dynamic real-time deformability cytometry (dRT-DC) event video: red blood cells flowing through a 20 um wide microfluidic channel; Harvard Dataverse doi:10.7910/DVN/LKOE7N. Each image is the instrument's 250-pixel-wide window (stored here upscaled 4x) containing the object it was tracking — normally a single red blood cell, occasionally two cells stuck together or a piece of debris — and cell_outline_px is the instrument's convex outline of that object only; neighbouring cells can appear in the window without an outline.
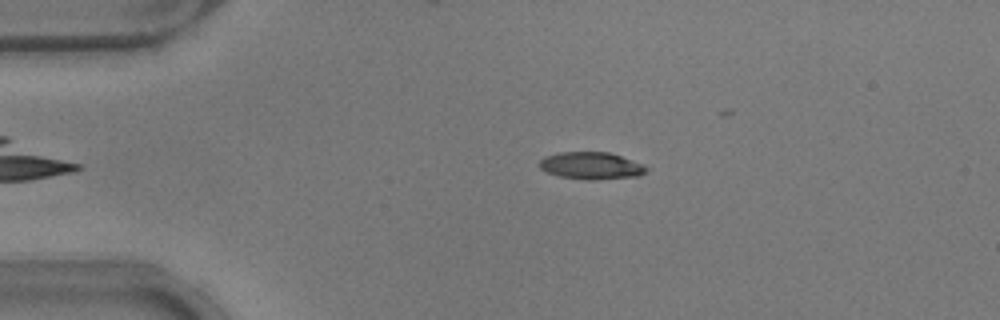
{"species": "common noctule bat (a hibernating species)", "species_latin": "Nyctalus noctula", "temperature_condition": "warm", "stored_images_in_passage": 14, "camera_frame_rate_fps": 3000, "um_per_image_px": 0.085, "animal": {"sex": "male", "body_mass_g": 17.9}, "frame": {"image": 1, "passage_image": 2, "time_ms": 0.333, "image_size_px": [1000, 320], "cell_outline_px": [[648, 172], [640, 176], [592, 180], [588, 180], [560, 176], [548, 172], [540, 168], [540, 160], [544, 156], [560, 152], [608, 152], [644, 164], [648, 168]], "centroid_in_image_um": [50.29, 14.08], "position_along_channel_um": 34.7, "area_um2": 16.94}}
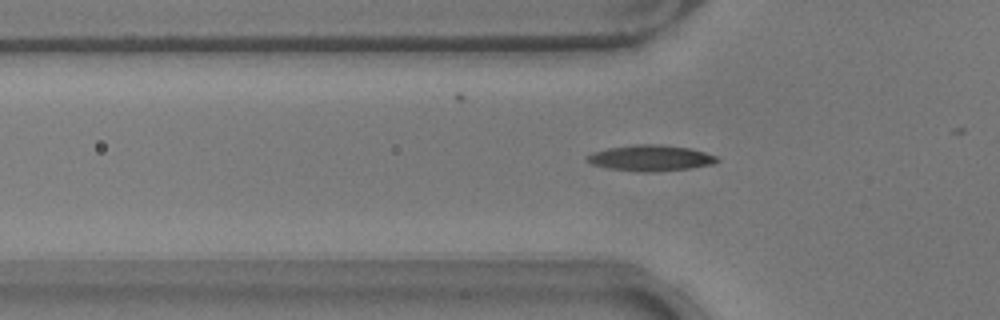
{"frame": {"image": 2, "passage_image": 8, "time_ms": 2.333, "image_size_px": [1000, 320], "cell_outline_px": [[720, 160], [716, 164], [688, 168], [652, 172], [640, 172], [608, 168], [592, 164], [584, 160], [592, 152], [608, 148], [636, 144], [656, 144], [692, 148], [716, 156]], "centroid_in_image_um": [55.31, 13.43], "position_along_channel_um": 70.5, "area_um2": 19.65}}
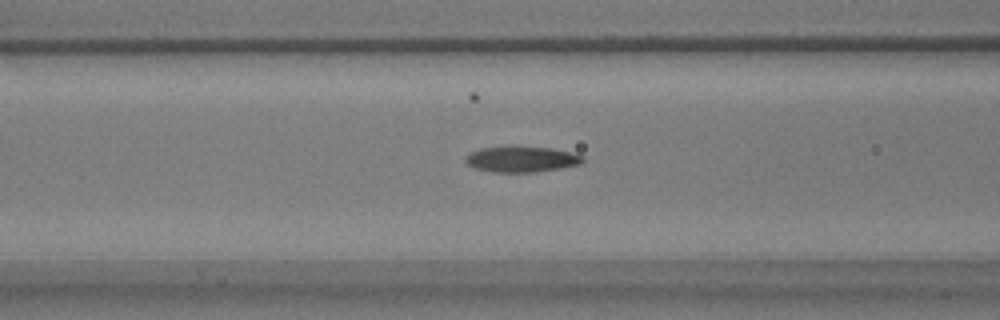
{"frame": {"image": 3, "passage_image": 12, "time_ms": 3.667, "image_size_px": [1000, 320], "cell_outline_px": [[584, 160], [580, 164], [560, 168], [536, 172], [492, 172], [476, 168], [468, 164], [464, 160], [464, 156], [468, 152], [480, 148], [552, 148], [584, 156]], "centroid_in_image_um": [44.3, 13.56], "position_along_channel_um": 122.3, "area_um2": 17.17}}